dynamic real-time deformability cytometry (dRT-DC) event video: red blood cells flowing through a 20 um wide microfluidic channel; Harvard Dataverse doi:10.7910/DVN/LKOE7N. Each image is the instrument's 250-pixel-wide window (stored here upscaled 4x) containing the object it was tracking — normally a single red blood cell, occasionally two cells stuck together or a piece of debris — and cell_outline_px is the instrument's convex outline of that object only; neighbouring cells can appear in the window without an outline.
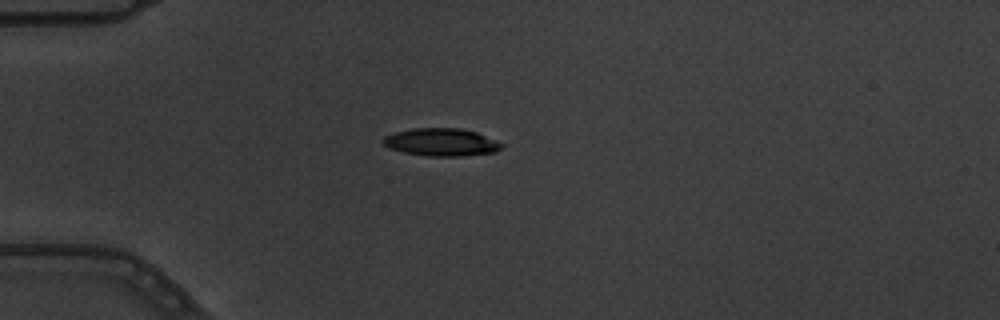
{"species": "common noctule bat (a hibernating species)", "species_latin": "Nyctalus noctula", "temperature_condition": "warm", "stored_images_in_passage": 2, "camera_frame_rate_fps": 3000, "um_per_image_px": 0.085, "animal": {"sex": "male", "body_mass_g": 19.5, "forearm_length_mm": 54.6}, "frame": {"image": 1, "passage_image": 1, "time_ms": 0.0, "image_size_px": [1000, 320], "cell_outline_px": [[504, 144], [496, 152], [460, 156], [428, 156], [404, 152], [388, 148], [380, 140], [384, 136], [396, 132], [412, 128], [460, 128], [476, 132]], "centroid_in_image_um": [37.48, 12.08], "position_along_channel_um": 47.5, "area_um2": 19.07}}